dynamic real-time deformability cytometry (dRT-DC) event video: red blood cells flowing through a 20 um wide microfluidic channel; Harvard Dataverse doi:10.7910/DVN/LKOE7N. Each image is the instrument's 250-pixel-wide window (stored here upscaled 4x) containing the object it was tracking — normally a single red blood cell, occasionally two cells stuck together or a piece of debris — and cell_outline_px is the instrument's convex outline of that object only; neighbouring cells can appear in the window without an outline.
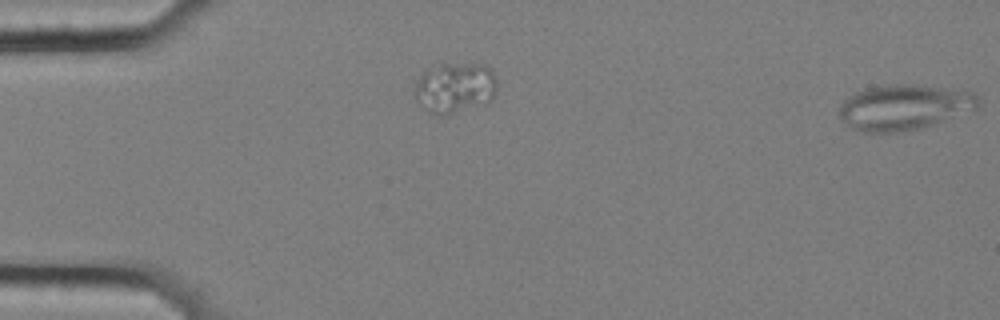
{"species": "common noctule bat (a hibernating species)", "species_latin": "Nyctalus noctula", "temperature_condition": "cold", "stored_images_in_passage": 7, "segment_of_instrument_passage": [2, 2], "camera_frame_rate_fps": 3000, "um_per_image_px": 0.085, "animal": {"sex": "female", "body_mass_g": 25.1}, "frame": {"image": 1, "passage_image": 7, "time_ms": 2.0, "image_size_px": [1000, 320], "cell_outline_px": [[976, 108], [920, 128], [892, 132], [864, 132], [852, 128], [840, 116], [840, 104], [844, 100], [856, 92], [868, 88], [892, 84], [908, 84], [972, 92], [976, 96]], "centroid_in_image_um": [76.78, 9.11], "position_along_channel_um": 8.2, "area_um2": 35.49}}